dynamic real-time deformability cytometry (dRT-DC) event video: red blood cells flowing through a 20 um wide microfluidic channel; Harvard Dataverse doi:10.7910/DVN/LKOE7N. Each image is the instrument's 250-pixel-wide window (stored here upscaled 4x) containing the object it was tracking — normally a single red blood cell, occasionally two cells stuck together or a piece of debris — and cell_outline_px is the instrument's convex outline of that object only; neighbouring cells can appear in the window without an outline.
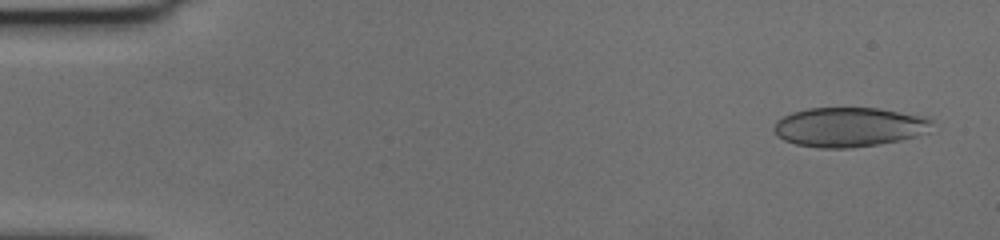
{"species": "human", "species_latin": "Homo sapiens", "temperature_condition": "cold", "stored_images_in_passage": 58, "camera_frame_rate_fps": 3000, "um_per_image_px": 0.085, "donor": {"sex": "female"}, "frame": {"image": 1, "passage_image": 3, "time_ms": 0.667, "image_size_px": [1000, 240], "cell_outline_px": [[932, 120], [928, 132], [916, 136], [900, 140], [880, 144], [852, 148], [820, 148], [796, 144], [784, 140], [776, 136], [772, 128], [776, 120], [792, 112], [808, 108], [880, 108], [928, 116]], "centroid_in_image_um": [72.17, 10.79], "position_along_channel_um": 12.8, "area_um2": 36.76}}
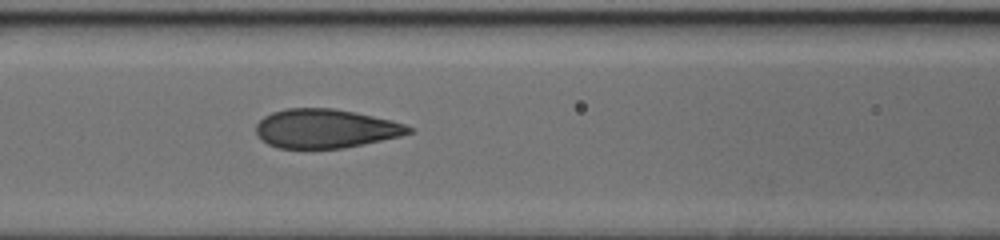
{"frame": {"image": 2, "passage_image": 25, "time_ms": 8.0, "image_size_px": [1000, 240], "cell_outline_px": [[416, 128], [412, 132], [400, 136], [364, 144], [344, 148], [280, 148], [268, 144], [256, 132], [256, 124], [264, 116], [272, 112], [284, 108], [332, 108], [356, 112], [392, 120]], "centroid_in_image_um": [27.7, 10.92], "position_along_channel_um": 138.9, "area_um2": 34.68}}
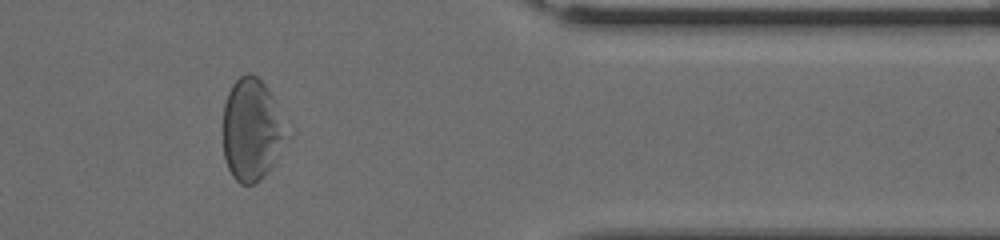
{"frame": {"image": 3, "passage_image": 48, "time_ms": 15.667, "image_size_px": [1000, 240], "cell_outline_px": [[284, 132], [276, 160], [264, 176], [256, 184], [240, 184], [232, 176], [224, 160], [224, 104], [228, 92], [232, 84], [240, 76], [248, 72], [256, 76], [268, 88], [272, 96]], "centroid_in_image_um": [21.31, 11.04], "position_along_channel_um": 390.1, "area_um2": 36.59}, "authors_computed_cell_mechanics": {"area_um2": 36.3562, "velocity_mm_per_s": 3.549, "shape_relaxation_time_tau1_ms": 8.0585, "shape_relaxation_time_tau2_ms": null, "deformation_change_tau1": 0.1937, "deformation_change_tau2": null}}